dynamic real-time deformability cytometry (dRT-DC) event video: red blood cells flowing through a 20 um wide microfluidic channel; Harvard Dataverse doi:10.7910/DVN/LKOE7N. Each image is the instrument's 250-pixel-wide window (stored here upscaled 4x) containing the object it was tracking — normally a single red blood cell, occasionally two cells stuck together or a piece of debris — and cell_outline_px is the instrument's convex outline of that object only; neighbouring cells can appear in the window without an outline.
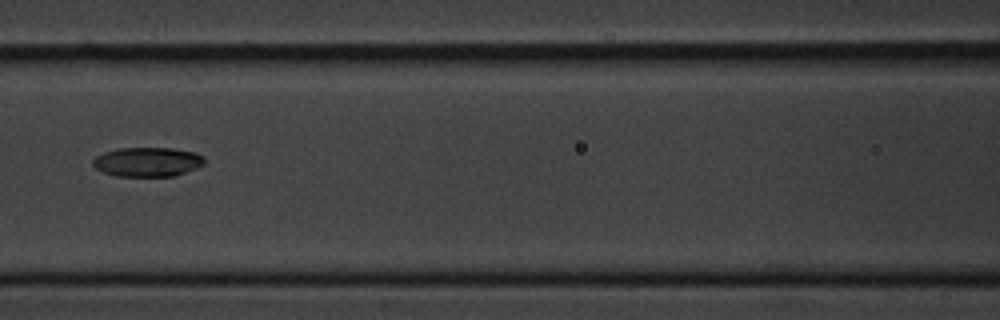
{"species": "common noctule bat (a hibernating species)", "species_latin": "Nyctalus noctula", "temperature_condition": "cold", "stored_images_in_passage": 3, "camera_frame_rate_fps": 3000, "um_per_image_px": 0.085, "animal": {"sex": "male", "body_mass_g": 20.1, "forearm_length_mm": 53.5}, "frame": {"image": 1, "passage_image": 3, "time_ms": 2.333, "image_size_px": [1000, 320], "cell_outline_px": [[204, 164], [196, 168], [172, 176], [116, 176], [104, 172], [96, 168], [92, 164], [92, 160], [96, 156], [104, 152], [120, 148], [172, 148], [196, 152], [204, 156]], "centroid_in_image_um": [12.54, 13.75], "position_along_channel_um": 154.1, "area_um2": 19.02}}